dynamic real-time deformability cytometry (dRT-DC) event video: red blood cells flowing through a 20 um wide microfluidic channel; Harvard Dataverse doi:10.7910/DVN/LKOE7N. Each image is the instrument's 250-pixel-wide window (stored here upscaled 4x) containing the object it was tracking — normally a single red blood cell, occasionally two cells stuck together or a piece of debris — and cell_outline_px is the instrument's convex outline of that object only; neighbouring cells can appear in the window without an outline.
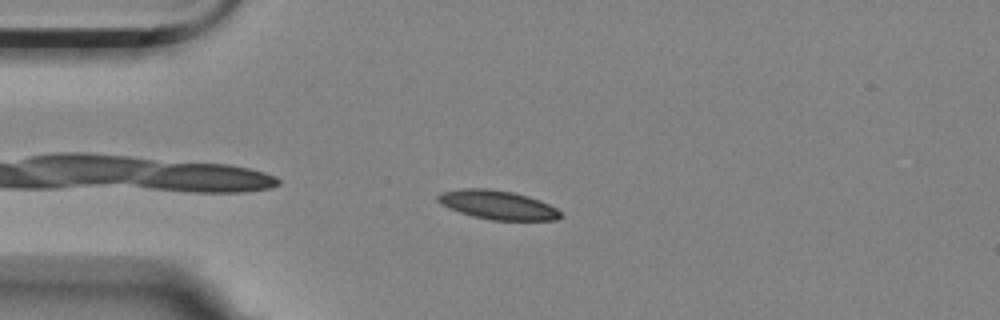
{"species": "Egyptian fruit bat (a non-hibernating species)", "species_latin": "Rousettus aegyptiacus", "temperature_condition": "room temperature", "stored_images_in_passage": 4, "camera_frame_rate_fps": 3000, "um_per_image_px": 0.085, "animal": {"sex": "female"}, "frame": {"image": 1, "passage_image": 3, "time_ms": 0.667, "image_size_px": [1000, 320], "cell_outline_px": [[564, 216], [556, 220], [492, 220], [472, 216], [448, 208], [440, 204], [436, 200], [436, 196], [440, 192], [464, 188], [488, 188], [512, 192], [528, 196], [540, 200], [556, 208]], "centroid_in_image_um": [42.27, 17.41], "position_along_channel_um": 42.7, "area_um2": 20.81}}